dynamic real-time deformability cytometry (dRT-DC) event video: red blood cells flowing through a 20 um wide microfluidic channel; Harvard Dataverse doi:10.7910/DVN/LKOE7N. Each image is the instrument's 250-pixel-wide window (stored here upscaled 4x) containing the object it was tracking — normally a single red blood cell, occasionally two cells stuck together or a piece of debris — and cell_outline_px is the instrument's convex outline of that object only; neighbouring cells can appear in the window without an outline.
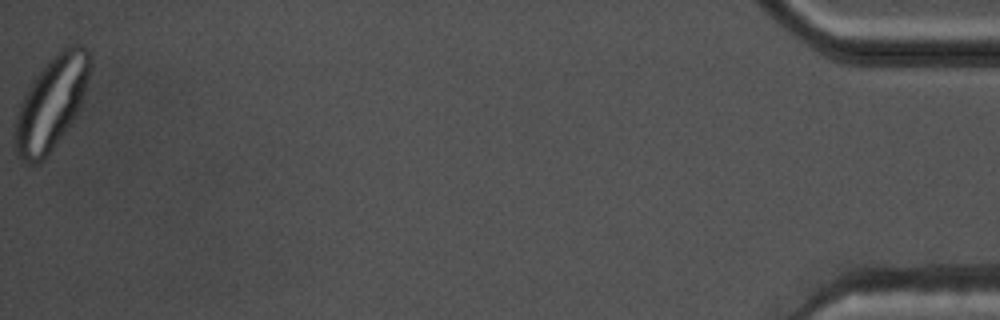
{"species": "common noctule bat (a hibernating species)", "species_latin": "Nyctalus noctula", "temperature_condition": "warm", "stored_images_in_passage": 52, "camera_frame_rate_fps": 3000, "um_per_image_px": 0.085, "animal": {"sex": "male", "body_mass_g": 17.5, "forearm_length_mm": 52.3}, "frame": {"image": 1, "passage_image": 52, "time_ms": 17.0, "image_size_px": [1000, 320], "cell_outline_px": [[92, 68], [80, 112], [72, 124], [48, 156], [40, 164], [28, 164], [16, 152], [12, 140], [16, 116], [20, 104], [32, 80], [44, 64], [56, 52], [72, 44], [80, 44], [88, 48], [92, 52]], "centroid_in_image_um": [4.42, 8.76], "position_along_channel_um": 430.8, "area_um2": 41.96}}